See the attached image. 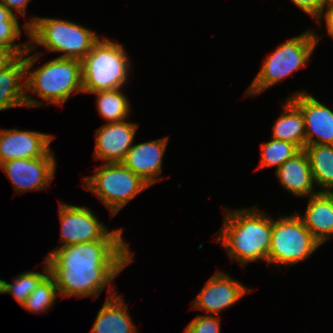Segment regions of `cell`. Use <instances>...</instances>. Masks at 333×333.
I'll list each match as a JSON object with an SVG mask.
<instances>
[{
	"instance_id": "obj_28",
	"label": "cell",
	"mask_w": 333,
	"mask_h": 333,
	"mask_svg": "<svg viewBox=\"0 0 333 333\" xmlns=\"http://www.w3.org/2000/svg\"><path fill=\"white\" fill-rule=\"evenodd\" d=\"M302 12L311 16L314 20H318L323 13L326 0H291Z\"/></svg>"
},
{
	"instance_id": "obj_10",
	"label": "cell",
	"mask_w": 333,
	"mask_h": 333,
	"mask_svg": "<svg viewBox=\"0 0 333 333\" xmlns=\"http://www.w3.org/2000/svg\"><path fill=\"white\" fill-rule=\"evenodd\" d=\"M56 158L51 150L46 156L32 159H13L0 164L14 189V193L47 190L56 172Z\"/></svg>"
},
{
	"instance_id": "obj_2",
	"label": "cell",
	"mask_w": 333,
	"mask_h": 333,
	"mask_svg": "<svg viewBox=\"0 0 333 333\" xmlns=\"http://www.w3.org/2000/svg\"><path fill=\"white\" fill-rule=\"evenodd\" d=\"M226 212V213H225ZM223 212V224L215 241L221 244L231 261L245 268L249 262L263 260L268 265L272 236V217L257 206Z\"/></svg>"
},
{
	"instance_id": "obj_19",
	"label": "cell",
	"mask_w": 333,
	"mask_h": 333,
	"mask_svg": "<svg viewBox=\"0 0 333 333\" xmlns=\"http://www.w3.org/2000/svg\"><path fill=\"white\" fill-rule=\"evenodd\" d=\"M25 55L0 71V112L26 107Z\"/></svg>"
},
{
	"instance_id": "obj_18",
	"label": "cell",
	"mask_w": 333,
	"mask_h": 333,
	"mask_svg": "<svg viewBox=\"0 0 333 333\" xmlns=\"http://www.w3.org/2000/svg\"><path fill=\"white\" fill-rule=\"evenodd\" d=\"M305 213L300 215L305 227L323 245L333 237V199L327 192L308 197Z\"/></svg>"
},
{
	"instance_id": "obj_7",
	"label": "cell",
	"mask_w": 333,
	"mask_h": 333,
	"mask_svg": "<svg viewBox=\"0 0 333 333\" xmlns=\"http://www.w3.org/2000/svg\"><path fill=\"white\" fill-rule=\"evenodd\" d=\"M95 174L84 177L83 187L92 192L115 216L150 186L122 163H104Z\"/></svg>"
},
{
	"instance_id": "obj_33",
	"label": "cell",
	"mask_w": 333,
	"mask_h": 333,
	"mask_svg": "<svg viewBox=\"0 0 333 333\" xmlns=\"http://www.w3.org/2000/svg\"><path fill=\"white\" fill-rule=\"evenodd\" d=\"M327 26V33L330 37H332L331 39H333V25H326Z\"/></svg>"
},
{
	"instance_id": "obj_32",
	"label": "cell",
	"mask_w": 333,
	"mask_h": 333,
	"mask_svg": "<svg viewBox=\"0 0 333 333\" xmlns=\"http://www.w3.org/2000/svg\"><path fill=\"white\" fill-rule=\"evenodd\" d=\"M1 21H18L17 15H13L4 4L0 2V22Z\"/></svg>"
},
{
	"instance_id": "obj_26",
	"label": "cell",
	"mask_w": 333,
	"mask_h": 333,
	"mask_svg": "<svg viewBox=\"0 0 333 333\" xmlns=\"http://www.w3.org/2000/svg\"><path fill=\"white\" fill-rule=\"evenodd\" d=\"M23 35L19 21L0 22V46L13 50L18 56H23L29 49V42H14Z\"/></svg>"
},
{
	"instance_id": "obj_8",
	"label": "cell",
	"mask_w": 333,
	"mask_h": 333,
	"mask_svg": "<svg viewBox=\"0 0 333 333\" xmlns=\"http://www.w3.org/2000/svg\"><path fill=\"white\" fill-rule=\"evenodd\" d=\"M272 218L268 265L287 266L306 261L322 244L305 227L300 213Z\"/></svg>"
},
{
	"instance_id": "obj_6",
	"label": "cell",
	"mask_w": 333,
	"mask_h": 333,
	"mask_svg": "<svg viewBox=\"0 0 333 333\" xmlns=\"http://www.w3.org/2000/svg\"><path fill=\"white\" fill-rule=\"evenodd\" d=\"M319 35L313 29H306L300 35L281 43L263 59L262 67L245 91L244 97H255L296 70L307 67L309 58L322 37Z\"/></svg>"
},
{
	"instance_id": "obj_4",
	"label": "cell",
	"mask_w": 333,
	"mask_h": 333,
	"mask_svg": "<svg viewBox=\"0 0 333 333\" xmlns=\"http://www.w3.org/2000/svg\"><path fill=\"white\" fill-rule=\"evenodd\" d=\"M29 49L43 46L48 52H60L58 58L82 60L101 38L91 28L66 19L32 17L23 25Z\"/></svg>"
},
{
	"instance_id": "obj_30",
	"label": "cell",
	"mask_w": 333,
	"mask_h": 333,
	"mask_svg": "<svg viewBox=\"0 0 333 333\" xmlns=\"http://www.w3.org/2000/svg\"><path fill=\"white\" fill-rule=\"evenodd\" d=\"M18 57L13 50L0 46V71L10 66Z\"/></svg>"
},
{
	"instance_id": "obj_23",
	"label": "cell",
	"mask_w": 333,
	"mask_h": 333,
	"mask_svg": "<svg viewBox=\"0 0 333 333\" xmlns=\"http://www.w3.org/2000/svg\"><path fill=\"white\" fill-rule=\"evenodd\" d=\"M43 272L26 271L18 274L12 284L0 279V294H12L20 306L28 299L30 294L50 274V268L46 259L43 262Z\"/></svg>"
},
{
	"instance_id": "obj_20",
	"label": "cell",
	"mask_w": 333,
	"mask_h": 333,
	"mask_svg": "<svg viewBox=\"0 0 333 333\" xmlns=\"http://www.w3.org/2000/svg\"><path fill=\"white\" fill-rule=\"evenodd\" d=\"M282 113L272 126V137L295 144L300 150L305 149V123L301 110L287 98L282 103Z\"/></svg>"
},
{
	"instance_id": "obj_9",
	"label": "cell",
	"mask_w": 333,
	"mask_h": 333,
	"mask_svg": "<svg viewBox=\"0 0 333 333\" xmlns=\"http://www.w3.org/2000/svg\"><path fill=\"white\" fill-rule=\"evenodd\" d=\"M58 209L60 243L63 244L54 249L98 240H125L122 228L109 231L86 205H71L63 201L59 203Z\"/></svg>"
},
{
	"instance_id": "obj_21",
	"label": "cell",
	"mask_w": 333,
	"mask_h": 333,
	"mask_svg": "<svg viewBox=\"0 0 333 333\" xmlns=\"http://www.w3.org/2000/svg\"><path fill=\"white\" fill-rule=\"evenodd\" d=\"M304 150L318 191L327 192L333 187V145H306Z\"/></svg>"
},
{
	"instance_id": "obj_16",
	"label": "cell",
	"mask_w": 333,
	"mask_h": 333,
	"mask_svg": "<svg viewBox=\"0 0 333 333\" xmlns=\"http://www.w3.org/2000/svg\"><path fill=\"white\" fill-rule=\"evenodd\" d=\"M275 175L281 186L293 196L308 198L319 192L314 189L316 185L304 149L275 170Z\"/></svg>"
},
{
	"instance_id": "obj_24",
	"label": "cell",
	"mask_w": 333,
	"mask_h": 333,
	"mask_svg": "<svg viewBox=\"0 0 333 333\" xmlns=\"http://www.w3.org/2000/svg\"><path fill=\"white\" fill-rule=\"evenodd\" d=\"M300 149L293 143L272 138L261 144V156L258 169L276 167V170L288 159L297 154Z\"/></svg>"
},
{
	"instance_id": "obj_27",
	"label": "cell",
	"mask_w": 333,
	"mask_h": 333,
	"mask_svg": "<svg viewBox=\"0 0 333 333\" xmlns=\"http://www.w3.org/2000/svg\"><path fill=\"white\" fill-rule=\"evenodd\" d=\"M220 315H197L185 327L183 333H221Z\"/></svg>"
},
{
	"instance_id": "obj_1",
	"label": "cell",
	"mask_w": 333,
	"mask_h": 333,
	"mask_svg": "<svg viewBox=\"0 0 333 333\" xmlns=\"http://www.w3.org/2000/svg\"><path fill=\"white\" fill-rule=\"evenodd\" d=\"M133 255L126 240H98L52 249L45 259L62 299H97L108 286L107 298L117 294L112 281L134 261Z\"/></svg>"
},
{
	"instance_id": "obj_15",
	"label": "cell",
	"mask_w": 333,
	"mask_h": 333,
	"mask_svg": "<svg viewBox=\"0 0 333 333\" xmlns=\"http://www.w3.org/2000/svg\"><path fill=\"white\" fill-rule=\"evenodd\" d=\"M169 142V136L134 144L121 162L125 167L139 176L149 186L163 179V157ZM159 177V178H158Z\"/></svg>"
},
{
	"instance_id": "obj_3",
	"label": "cell",
	"mask_w": 333,
	"mask_h": 333,
	"mask_svg": "<svg viewBox=\"0 0 333 333\" xmlns=\"http://www.w3.org/2000/svg\"><path fill=\"white\" fill-rule=\"evenodd\" d=\"M30 53L32 52L28 49L25 54L27 108L43 107L46 102L63 105L73 94L83 93L80 60L55 57L35 70L32 68L40 61L44 52H35L31 56ZM28 92L35 93L42 100L34 98Z\"/></svg>"
},
{
	"instance_id": "obj_34",
	"label": "cell",
	"mask_w": 333,
	"mask_h": 333,
	"mask_svg": "<svg viewBox=\"0 0 333 333\" xmlns=\"http://www.w3.org/2000/svg\"><path fill=\"white\" fill-rule=\"evenodd\" d=\"M327 193L329 194V196L333 199V187L330 188Z\"/></svg>"
},
{
	"instance_id": "obj_22",
	"label": "cell",
	"mask_w": 333,
	"mask_h": 333,
	"mask_svg": "<svg viewBox=\"0 0 333 333\" xmlns=\"http://www.w3.org/2000/svg\"><path fill=\"white\" fill-rule=\"evenodd\" d=\"M96 97V108L107 123L121 122L130 117V101L122 88L93 92Z\"/></svg>"
},
{
	"instance_id": "obj_31",
	"label": "cell",
	"mask_w": 333,
	"mask_h": 333,
	"mask_svg": "<svg viewBox=\"0 0 333 333\" xmlns=\"http://www.w3.org/2000/svg\"><path fill=\"white\" fill-rule=\"evenodd\" d=\"M325 18V24L326 25H333V2H327L323 13L319 17V19L316 21L319 25H322V21Z\"/></svg>"
},
{
	"instance_id": "obj_29",
	"label": "cell",
	"mask_w": 333,
	"mask_h": 333,
	"mask_svg": "<svg viewBox=\"0 0 333 333\" xmlns=\"http://www.w3.org/2000/svg\"><path fill=\"white\" fill-rule=\"evenodd\" d=\"M32 0H0L2 4L6 6V8L13 14L17 16L21 14V16H26V11L29 2Z\"/></svg>"
},
{
	"instance_id": "obj_17",
	"label": "cell",
	"mask_w": 333,
	"mask_h": 333,
	"mask_svg": "<svg viewBox=\"0 0 333 333\" xmlns=\"http://www.w3.org/2000/svg\"><path fill=\"white\" fill-rule=\"evenodd\" d=\"M97 313L90 333H139L119 293L106 298Z\"/></svg>"
},
{
	"instance_id": "obj_12",
	"label": "cell",
	"mask_w": 333,
	"mask_h": 333,
	"mask_svg": "<svg viewBox=\"0 0 333 333\" xmlns=\"http://www.w3.org/2000/svg\"><path fill=\"white\" fill-rule=\"evenodd\" d=\"M302 112L306 145H333V111L306 90L288 97Z\"/></svg>"
},
{
	"instance_id": "obj_5",
	"label": "cell",
	"mask_w": 333,
	"mask_h": 333,
	"mask_svg": "<svg viewBox=\"0 0 333 333\" xmlns=\"http://www.w3.org/2000/svg\"><path fill=\"white\" fill-rule=\"evenodd\" d=\"M129 58L123 44L100 38L81 60L83 93L123 88L132 71Z\"/></svg>"
},
{
	"instance_id": "obj_14",
	"label": "cell",
	"mask_w": 333,
	"mask_h": 333,
	"mask_svg": "<svg viewBox=\"0 0 333 333\" xmlns=\"http://www.w3.org/2000/svg\"><path fill=\"white\" fill-rule=\"evenodd\" d=\"M54 137L50 133L0 128V164L13 159L46 156Z\"/></svg>"
},
{
	"instance_id": "obj_25",
	"label": "cell",
	"mask_w": 333,
	"mask_h": 333,
	"mask_svg": "<svg viewBox=\"0 0 333 333\" xmlns=\"http://www.w3.org/2000/svg\"><path fill=\"white\" fill-rule=\"evenodd\" d=\"M59 296L56 281L49 274L38 287L30 294L28 299L22 305L27 311L36 313H45L52 308Z\"/></svg>"
},
{
	"instance_id": "obj_11",
	"label": "cell",
	"mask_w": 333,
	"mask_h": 333,
	"mask_svg": "<svg viewBox=\"0 0 333 333\" xmlns=\"http://www.w3.org/2000/svg\"><path fill=\"white\" fill-rule=\"evenodd\" d=\"M251 291L229 274L217 270L206 281L190 309L203 310L206 315H219L221 311L233 306Z\"/></svg>"
},
{
	"instance_id": "obj_13",
	"label": "cell",
	"mask_w": 333,
	"mask_h": 333,
	"mask_svg": "<svg viewBox=\"0 0 333 333\" xmlns=\"http://www.w3.org/2000/svg\"><path fill=\"white\" fill-rule=\"evenodd\" d=\"M138 123L127 120L105 123L95 131L93 157L105 163H121L134 145Z\"/></svg>"
}]
</instances>
